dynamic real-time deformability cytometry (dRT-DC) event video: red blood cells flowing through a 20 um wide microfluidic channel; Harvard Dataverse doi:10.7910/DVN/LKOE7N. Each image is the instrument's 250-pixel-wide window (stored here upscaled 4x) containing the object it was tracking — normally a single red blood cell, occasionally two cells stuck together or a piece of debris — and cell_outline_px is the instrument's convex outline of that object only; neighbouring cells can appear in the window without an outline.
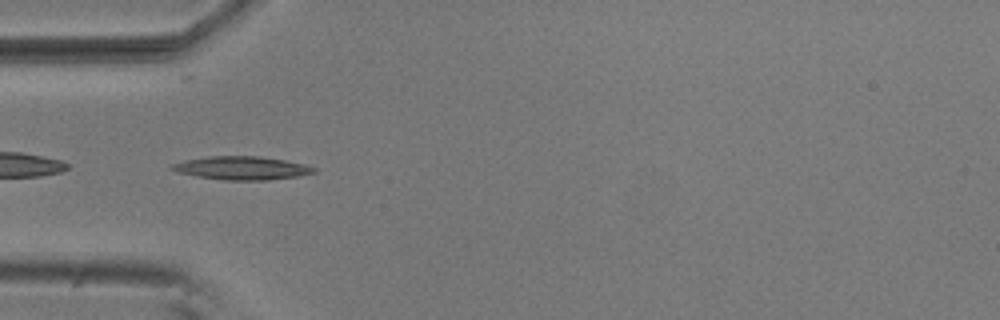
{"species": "common noctule bat (a hibernating species)", "species_latin": "Nyctalus noctula", "temperature_condition": "room temperature", "stored_images_in_passage": 6, "camera_frame_rate_fps": 3000, "um_per_image_px": 0.085, "animal": {"sex": "male", "body_mass_g": 20.5, "forearm_length_mm": 52.5}, "frame": {"image": 1, "passage_image": 4, "time_ms": 1.0, "image_size_px": [1000, 320], "cell_outline_px": [[316, 172], [296, 176], [268, 180], [224, 180], [200, 176], [180, 172], [168, 168], [172, 164], [184, 160], [208, 156], [260, 156], [284, 160], [304, 164], [316, 168]], "centroid_in_image_um": [20.56, 14.27], "position_along_channel_um": 64.4, "area_um2": 19.07}}
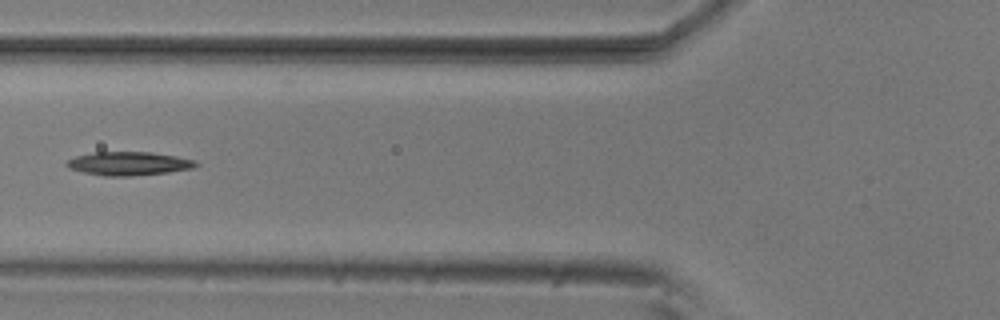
{"frame": {"image": 2, "passage_image": 5, "time_ms": 1.333, "image_size_px": [1000, 320], "cell_outline_px": [[200, 164], [192, 168], [168, 172], [128, 176], [104, 176], [84, 172], [68, 168], [64, 164], [68, 160], [76, 156], [96, 152], [152, 152], [176, 156], [196, 160]], "centroid_in_image_um": [10.95, 13.9], "position_along_channel_um": 114.8, "area_um2": 17.69}}
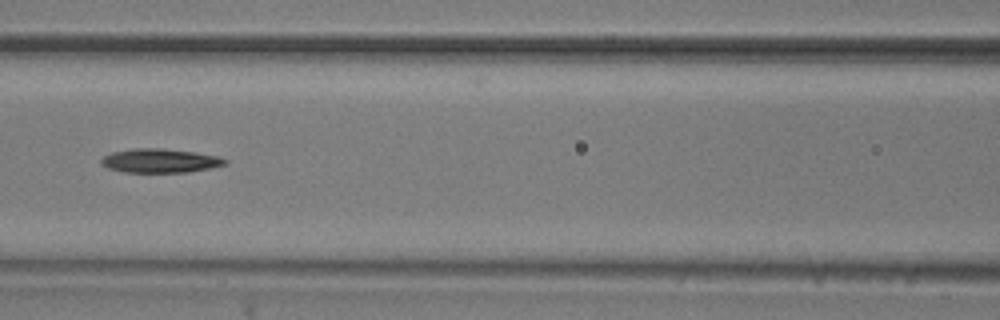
{"frame": {"image": 3, "passage_image": 6, "time_ms": 1.667, "image_size_px": [1000, 320], "cell_outline_px": [[228, 164], [188, 172], [124, 172], [108, 168], [100, 164], [100, 160], [104, 156], [112, 152], [136, 148], [160, 148], [196, 152], [216, 156], [228, 160]], "centroid_in_image_um": [13.59, 13.66], "position_along_channel_um": 153.0, "area_um2": 17.22}}